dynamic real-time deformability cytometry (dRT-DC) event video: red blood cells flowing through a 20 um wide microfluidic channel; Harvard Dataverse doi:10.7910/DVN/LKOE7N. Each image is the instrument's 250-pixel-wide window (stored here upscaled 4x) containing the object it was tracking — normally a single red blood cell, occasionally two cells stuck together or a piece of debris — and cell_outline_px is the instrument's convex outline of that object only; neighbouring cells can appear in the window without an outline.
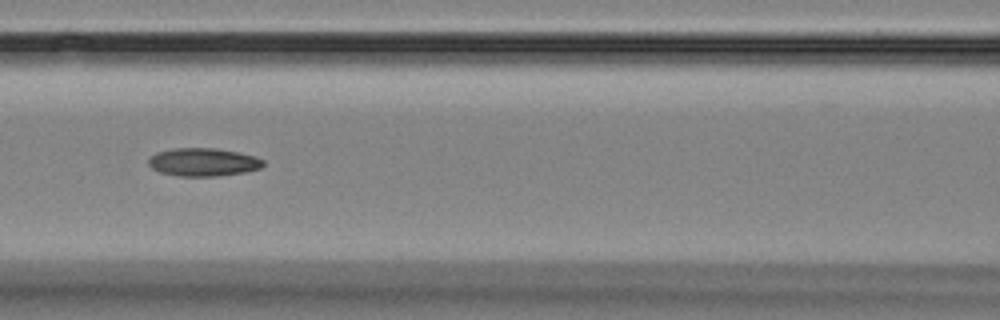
{"species": "Egyptian fruit bat (a non-hibernating species)", "species_latin": "Rousettus aegyptiacus", "temperature_condition": "room temperature", "stored_images_in_passage": 8, "camera_frame_rate_fps": 3000, "um_per_image_px": 0.085, "animal": {"sex": "female"}, "frame": {"image": 1, "passage_image": 6, "time_ms": 6.0, "image_size_px": [1000, 320], "cell_outline_px": [[264, 164], [260, 168], [244, 172], [216, 176], [176, 176], [160, 172], [152, 168], [148, 164], [148, 160], [156, 152], [172, 148], [216, 148], [236, 152], [252, 156], [264, 160]], "centroid_in_image_um": [17.23, 13.78], "position_along_channel_um": 149.4, "area_um2": 18.67}}
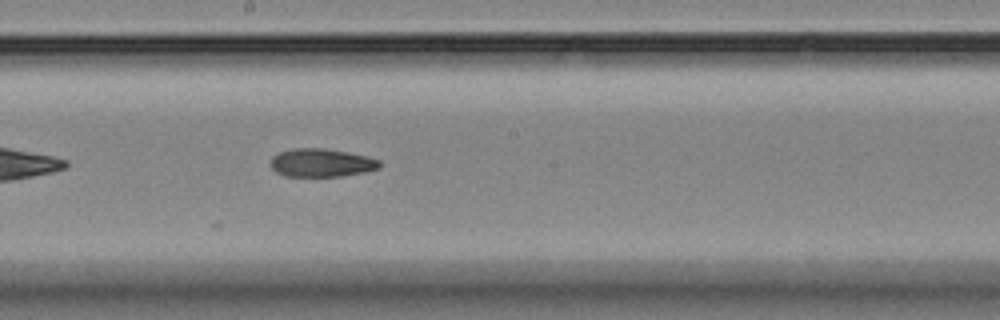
{"frame": {"image": 2, "passage_image": 8, "time_ms": 8.0, "image_size_px": [1000, 320], "cell_outline_px": [[380, 168], [364, 172], [340, 176], [284, 176], [276, 172], [268, 164], [272, 156], [280, 152], [292, 148], [324, 148], [368, 156], [380, 160]], "centroid_in_image_um": [27.29, 13.83], "position_along_channel_um": 220.9, "area_um2": 18.03}}